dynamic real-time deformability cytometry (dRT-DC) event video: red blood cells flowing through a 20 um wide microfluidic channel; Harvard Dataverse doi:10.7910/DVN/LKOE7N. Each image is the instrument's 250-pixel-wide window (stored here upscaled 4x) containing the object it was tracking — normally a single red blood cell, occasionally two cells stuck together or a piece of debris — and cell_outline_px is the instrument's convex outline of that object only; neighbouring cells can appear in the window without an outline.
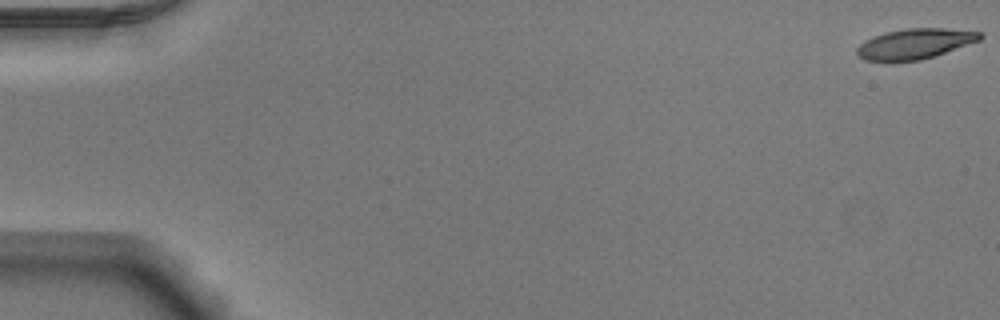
{"species": "Egyptian fruit bat (a non-hibernating species)", "species_latin": "Rousettus aegyptiacus", "temperature_condition": "warm", "stored_images_in_passage": 53, "camera_frame_rate_fps": 3000, "um_per_image_px": 0.085, "animal": {"sex": "male"}, "frame": {"image": 1, "passage_image": 1, "time_ms": 0.0, "image_size_px": [1000, 320], "cell_outline_px": [[984, 36], [980, 40], [920, 60], [864, 60], [856, 52], [856, 48], [860, 44], [876, 36], [888, 32], [908, 28], [944, 28], [980, 32]], "centroid_in_image_um": [77.79, 3.7], "position_along_channel_um": 7.2, "area_um2": 20.98}}
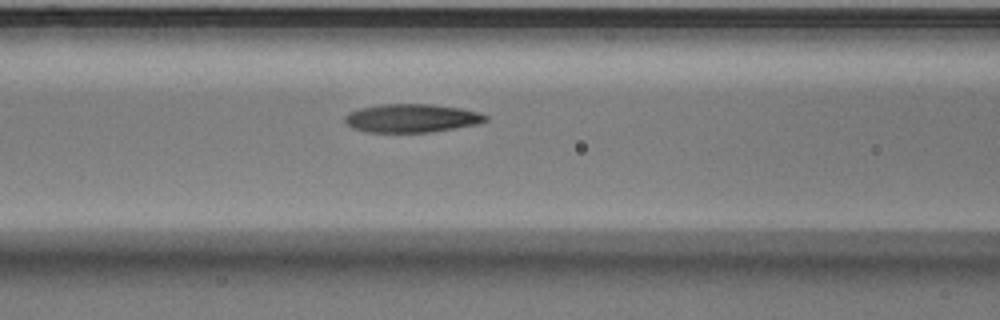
{"frame": {"image": 2, "passage_image": 23, "time_ms": 7.333, "image_size_px": [1000, 320], "cell_outline_px": [[488, 120], [476, 124], [428, 132], [368, 132], [352, 128], [344, 120], [344, 116], [348, 112], [360, 108], [380, 104], [432, 104], [460, 108], [480, 112], [488, 116]], "centroid_in_image_um": [34.97, 10.03], "position_along_channel_um": 131.6, "area_um2": 23.24}}
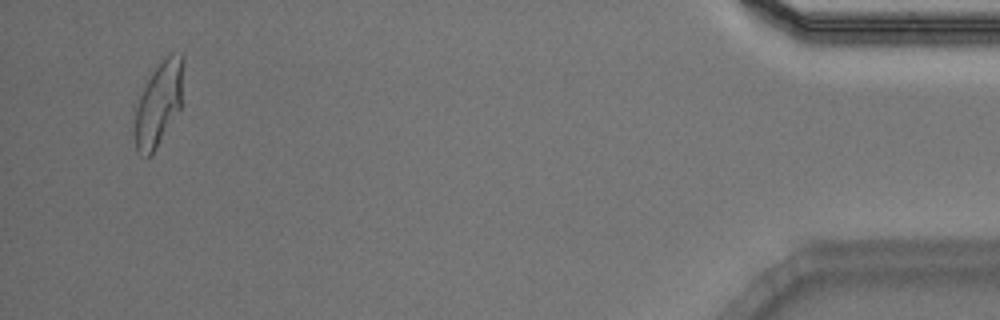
{"frame": {"image": 3, "passage_image": 51, "time_ms": 16.667, "image_size_px": [1000, 320], "cell_outline_px": [[184, 60], [180, 108], [152, 156], [140, 156], [136, 148], [132, 108], [152, 72], [172, 52], [180, 52], [184, 56]], "centroid_in_image_um": [13.45, 8.85], "position_along_channel_um": 421.8, "area_um2": 24.22}, "authors_computed_cell_mechanics": {"area_um2": 23.2356, "velocity_mm_per_s": 3.9011, "shape_relaxation_time_tau1_ms": 7.5451, "shape_relaxation_time_tau2_ms": 1.815, "deformation_change_tau1": 0.2656, "deformation_change_tau2": 0.0936}}